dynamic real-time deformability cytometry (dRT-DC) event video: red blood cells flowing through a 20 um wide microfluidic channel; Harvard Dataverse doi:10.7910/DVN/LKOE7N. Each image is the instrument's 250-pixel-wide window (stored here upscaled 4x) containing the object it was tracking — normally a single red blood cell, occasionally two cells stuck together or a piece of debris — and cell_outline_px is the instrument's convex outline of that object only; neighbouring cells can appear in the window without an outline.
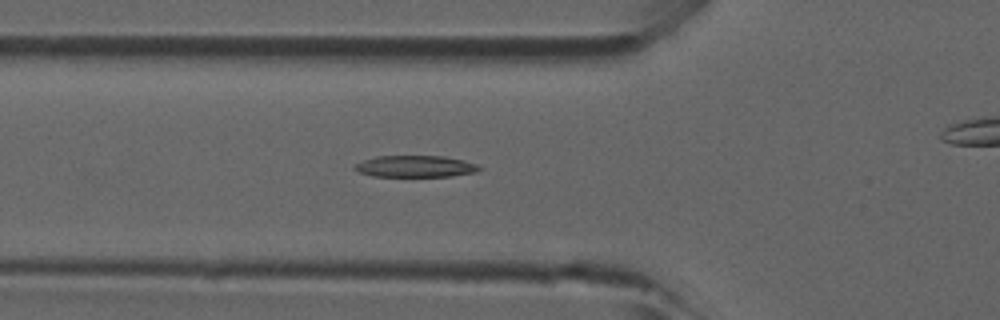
{"species": "common noctule bat (a hibernating species)", "species_latin": "Nyctalus noctula", "temperature_condition": "room temperature", "stored_images_in_passage": 27, "camera_frame_rate_fps": 3000, "um_per_image_px": 0.085, "animal": {"sex": "male", "forearm_length_mm": 52.5}, "frame": {"image": 1, "passage_image": 5, "time_ms": 1.333, "image_size_px": [1000, 320], "cell_outline_px": [[484, 168], [476, 172], [452, 176], [372, 176], [360, 172], [352, 168], [356, 164], [364, 160], [376, 156], [444, 156], [464, 160], [476, 164]], "centroid_in_image_um": [35.34, 14.14], "position_along_channel_um": 90.5, "area_um2": 15.66}}
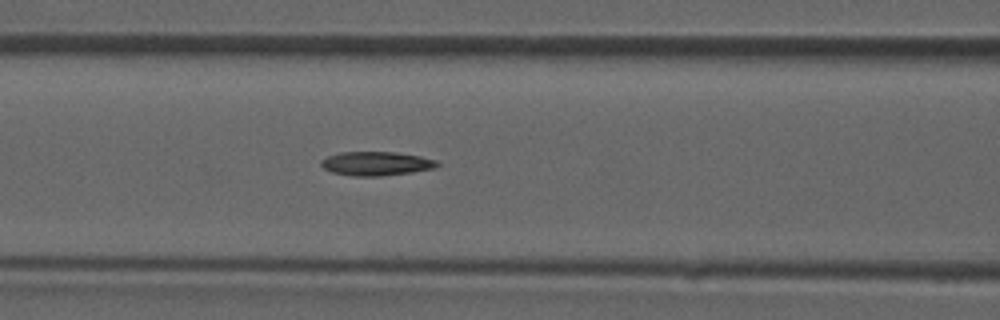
{"frame": {"image": 2, "passage_image": 8, "time_ms": 2.333, "image_size_px": [1000, 320], "cell_outline_px": [[440, 164], [436, 168], [412, 172], [380, 176], [352, 176], [332, 172], [324, 168], [320, 164], [320, 160], [328, 156], [340, 152], [396, 152], [420, 156], [436, 160]], "centroid_in_image_um": [31.98, 13.9], "position_along_channel_um": 134.6, "area_um2": 16.24}}
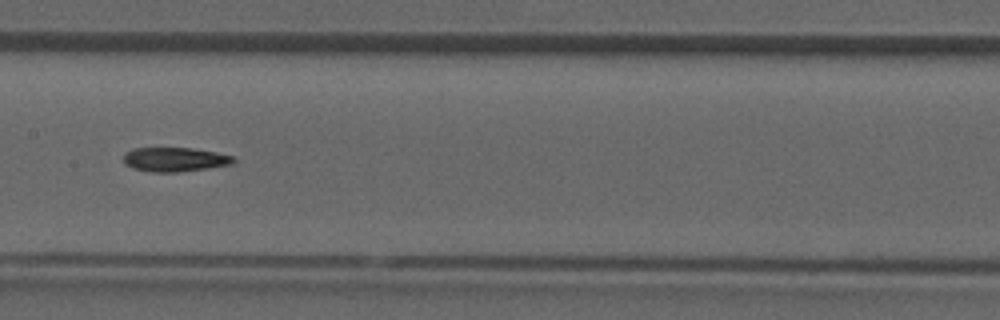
{"frame": {"image": 3, "passage_image": 12, "time_ms": 3.667, "image_size_px": [1000, 320], "cell_outline_px": [[236, 160], [232, 164], [208, 168], [176, 172], [148, 172], [132, 168], [124, 164], [124, 152], [132, 148], [192, 148], [216, 152], [236, 156]], "centroid_in_image_um": [14.85, 13.55], "position_along_channel_um": 192.5, "area_um2": 15.72}}